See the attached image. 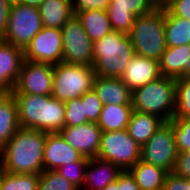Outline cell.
<instances>
[{
  "mask_svg": "<svg viewBox=\"0 0 190 190\" xmlns=\"http://www.w3.org/2000/svg\"><path fill=\"white\" fill-rule=\"evenodd\" d=\"M190 117V78L176 79V109L174 118Z\"/></svg>",
  "mask_w": 190,
  "mask_h": 190,
  "instance_id": "83f0119b",
  "label": "cell"
},
{
  "mask_svg": "<svg viewBox=\"0 0 190 190\" xmlns=\"http://www.w3.org/2000/svg\"><path fill=\"white\" fill-rule=\"evenodd\" d=\"M20 129L17 102L12 93L0 96V149Z\"/></svg>",
  "mask_w": 190,
  "mask_h": 190,
  "instance_id": "ffe728a7",
  "label": "cell"
},
{
  "mask_svg": "<svg viewBox=\"0 0 190 190\" xmlns=\"http://www.w3.org/2000/svg\"><path fill=\"white\" fill-rule=\"evenodd\" d=\"M140 190H162L168 174L164 169L139 160L128 170Z\"/></svg>",
  "mask_w": 190,
  "mask_h": 190,
  "instance_id": "603a6c76",
  "label": "cell"
},
{
  "mask_svg": "<svg viewBox=\"0 0 190 190\" xmlns=\"http://www.w3.org/2000/svg\"><path fill=\"white\" fill-rule=\"evenodd\" d=\"M38 10L43 27L61 29L74 15L71 0H45Z\"/></svg>",
  "mask_w": 190,
  "mask_h": 190,
  "instance_id": "44dd1931",
  "label": "cell"
},
{
  "mask_svg": "<svg viewBox=\"0 0 190 190\" xmlns=\"http://www.w3.org/2000/svg\"><path fill=\"white\" fill-rule=\"evenodd\" d=\"M178 157L172 131V120L164 122L141 147V161L155 165L171 173Z\"/></svg>",
  "mask_w": 190,
  "mask_h": 190,
  "instance_id": "ba28073f",
  "label": "cell"
},
{
  "mask_svg": "<svg viewBox=\"0 0 190 190\" xmlns=\"http://www.w3.org/2000/svg\"><path fill=\"white\" fill-rule=\"evenodd\" d=\"M120 190H140L134 177L127 171H122L119 175Z\"/></svg>",
  "mask_w": 190,
  "mask_h": 190,
  "instance_id": "60d3db41",
  "label": "cell"
},
{
  "mask_svg": "<svg viewBox=\"0 0 190 190\" xmlns=\"http://www.w3.org/2000/svg\"><path fill=\"white\" fill-rule=\"evenodd\" d=\"M38 190H79L56 170H44L40 174Z\"/></svg>",
  "mask_w": 190,
  "mask_h": 190,
  "instance_id": "4dcf8cb0",
  "label": "cell"
},
{
  "mask_svg": "<svg viewBox=\"0 0 190 190\" xmlns=\"http://www.w3.org/2000/svg\"><path fill=\"white\" fill-rule=\"evenodd\" d=\"M59 133L83 157H97L102 136V130L97 123L88 122L77 126L64 127Z\"/></svg>",
  "mask_w": 190,
  "mask_h": 190,
  "instance_id": "4fadbf2b",
  "label": "cell"
},
{
  "mask_svg": "<svg viewBox=\"0 0 190 190\" xmlns=\"http://www.w3.org/2000/svg\"><path fill=\"white\" fill-rule=\"evenodd\" d=\"M155 8V0H111L107 10L130 11L135 16H140Z\"/></svg>",
  "mask_w": 190,
  "mask_h": 190,
  "instance_id": "f1b7e54d",
  "label": "cell"
},
{
  "mask_svg": "<svg viewBox=\"0 0 190 190\" xmlns=\"http://www.w3.org/2000/svg\"><path fill=\"white\" fill-rule=\"evenodd\" d=\"M42 28L38 8L17 3L11 5L6 33L2 39L25 49Z\"/></svg>",
  "mask_w": 190,
  "mask_h": 190,
  "instance_id": "9c48e42d",
  "label": "cell"
},
{
  "mask_svg": "<svg viewBox=\"0 0 190 190\" xmlns=\"http://www.w3.org/2000/svg\"><path fill=\"white\" fill-rule=\"evenodd\" d=\"M173 172L180 177L190 179V151L188 153H178Z\"/></svg>",
  "mask_w": 190,
  "mask_h": 190,
  "instance_id": "74e56055",
  "label": "cell"
},
{
  "mask_svg": "<svg viewBox=\"0 0 190 190\" xmlns=\"http://www.w3.org/2000/svg\"><path fill=\"white\" fill-rule=\"evenodd\" d=\"M61 34L63 62L93 66V42L76 15L61 28Z\"/></svg>",
  "mask_w": 190,
  "mask_h": 190,
  "instance_id": "30bf717a",
  "label": "cell"
},
{
  "mask_svg": "<svg viewBox=\"0 0 190 190\" xmlns=\"http://www.w3.org/2000/svg\"><path fill=\"white\" fill-rule=\"evenodd\" d=\"M163 123L158 116L133 110L126 130L142 147Z\"/></svg>",
  "mask_w": 190,
  "mask_h": 190,
  "instance_id": "7402d4cb",
  "label": "cell"
},
{
  "mask_svg": "<svg viewBox=\"0 0 190 190\" xmlns=\"http://www.w3.org/2000/svg\"><path fill=\"white\" fill-rule=\"evenodd\" d=\"M178 0H155V7L160 10H167Z\"/></svg>",
  "mask_w": 190,
  "mask_h": 190,
  "instance_id": "b9f144b4",
  "label": "cell"
},
{
  "mask_svg": "<svg viewBox=\"0 0 190 190\" xmlns=\"http://www.w3.org/2000/svg\"><path fill=\"white\" fill-rule=\"evenodd\" d=\"M172 131L178 153H188L190 151V117L173 118Z\"/></svg>",
  "mask_w": 190,
  "mask_h": 190,
  "instance_id": "f546056e",
  "label": "cell"
},
{
  "mask_svg": "<svg viewBox=\"0 0 190 190\" xmlns=\"http://www.w3.org/2000/svg\"><path fill=\"white\" fill-rule=\"evenodd\" d=\"M133 110L132 105H103L97 125L102 132L126 129Z\"/></svg>",
  "mask_w": 190,
  "mask_h": 190,
  "instance_id": "cb8c5ba5",
  "label": "cell"
},
{
  "mask_svg": "<svg viewBox=\"0 0 190 190\" xmlns=\"http://www.w3.org/2000/svg\"><path fill=\"white\" fill-rule=\"evenodd\" d=\"M65 117L64 127L77 126L88 123L84 115V102L81 98L72 99L64 103Z\"/></svg>",
  "mask_w": 190,
  "mask_h": 190,
  "instance_id": "1f68e13d",
  "label": "cell"
},
{
  "mask_svg": "<svg viewBox=\"0 0 190 190\" xmlns=\"http://www.w3.org/2000/svg\"><path fill=\"white\" fill-rule=\"evenodd\" d=\"M122 170L110 161L98 157L89 158L81 190H103L114 182Z\"/></svg>",
  "mask_w": 190,
  "mask_h": 190,
  "instance_id": "e0dca14e",
  "label": "cell"
},
{
  "mask_svg": "<svg viewBox=\"0 0 190 190\" xmlns=\"http://www.w3.org/2000/svg\"><path fill=\"white\" fill-rule=\"evenodd\" d=\"M172 15L190 21V0H178L167 9Z\"/></svg>",
  "mask_w": 190,
  "mask_h": 190,
  "instance_id": "f35d334b",
  "label": "cell"
},
{
  "mask_svg": "<svg viewBox=\"0 0 190 190\" xmlns=\"http://www.w3.org/2000/svg\"><path fill=\"white\" fill-rule=\"evenodd\" d=\"M40 174H13L0 169L2 190H38Z\"/></svg>",
  "mask_w": 190,
  "mask_h": 190,
  "instance_id": "4316f807",
  "label": "cell"
},
{
  "mask_svg": "<svg viewBox=\"0 0 190 190\" xmlns=\"http://www.w3.org/2000/svg\"><path fill=\"white\" fill-rule=\"evenodd\" d=\"M45 0H19V3L38 8Z\"/></svg>",
  "mask_w": 190,
  "mask_h": 190,
  "instance_id": "7bdbcfd3",
  "label": "cell"
},
{
  "mask_svg": "<svg viewBox=\"0 0 190 190\" xmlns=\"http://www.w3.org/2000/svg\"><path fill=\"white\" fill-rule=\"evenodd\" d=\"M7 1L10 3V5L19 3V0H7Z\"/></svg>",
  "mask_w": 190,
  "mask_h": 190,
  "instance_id": "bcb514c9",
  "label": "cell"
},
{
  "mask_svg": "<svg viewBox=\"0 0 190 190\" xmlns=\"http://www.w3.org/2000/svg\"><path fill=\"white\" fill-rule=\"evenodd\" d=\"M17 102L20 128L60 132L64 128L65 105L52 95L12 94Z\"/></svg>",
  "mask_w": 190,
  "mask_h": 190,
  "instance_id": "7a4b0ae2",
  "label": "cell"
},
{
  "mask_svg": "<svg viewBox=\"0 0 190 190\" xmlns=\"http://www.w3.org/2000/svg\"><path fill=\"white\" fill-rule=\"evenodd\" d=\"M53 64L24 60L12 94L51 95Z\"/></svg>",
  "mask_w": 190,
  "mask_h": 190,
  "instance_id": "8fae6325",
  "label": "cell"
},
{
  "mask_svg": "<svg viewBox=\"0 0 190 190\" xmlns=\"http://www.w3.org/2000/svg\"><path fill=\"white\" fill-rule=\"evenodd\" d=\"M11 5L7 0H0V39L6 33Z\"/></svg>",
  "mask_w": 190,
  "mask_h": 190,
  "instance_id": "ab89813d",
  "label": "cell"
},
{
  "mask_svg": "<svg viewBox=\"0 0 190 190\" xmlns=\"http://www.w3.org/2000/svg\"><path fill=\"white\" fill-rule=\"evenodd\" d=\"M23 62L24 49L0 39V90L3 93L15 89Z\"/></svg>",
  "mask_w": 190,
  "mask_h": 190,
  "instance_id": "5bb4252c",
  "label": "cell"
},
{
  "mask_svg": "<svg viewBox=\"0 0 190 190\" xmlns=\"http://www.w3.org/2000/svg\"><path fill=\"white\" fill-rule=\"evenodd\" d=\"M84 102V115L88 122L97 123L103 104L94 89L87 91L81 97Z\"/></svg>",
  "mask_w": 190,
  "mask_h": 190,
  "instance_id": "e575fe53",
  "label": "cell"
},
{
  "mask_svg": "<svg viewBox=\"0 0 190 190\" xmlns=\"http://www.w3.org/2000/svg\"><path fill=\"white\" fill-rule=\"evenodd\" d=\"M95 77L93 66L65 62L54 64L51 95L64 103L80 98L87 91L93 89Z\"/></svg>",
  "mask_w": 190,
  "mask_h": 190,
  "instance_id": "8992f818",
  "label": "cell"
},
{
  "mask_svg": "<svg viewBox=\"0 0 190 190\" xmlns=\"http://www.w3.org/2000/svg\"><path fill=\"white\" fill-rule=\"evenodd\" d=\"M184 78H190V59H189V65H186L184 69Z\"/></svg>",
  "mask_w": 190,
  "mask_h": 190,
  "instance_id": "f6af8a7d",
  "label": "cell"
},
{
  "mask_svg": "<svg viewBox=\"0 0 190 190\" xmlns=\"http://www.w3.org/2000/svg\"><path fill=\"white\" fill-rule=\"evenodd\" d=\"M113 31L129 34L136 16L130 11L106 10Z\"/></svg>",
  "mask_w": 190,
  "mask_h": 190,
  "instance_id": "836d02e7",
  "label": "cell"
},
{
  "mask_svg": "<svg viewBox=\"0 0 190 190\" xmlns=\"http://www.w3.org/2000/svg\"><path fill=\"white\" fill-rule=\"evenodd\" d=\"M24 60L53 65L63 62L61 29L43 27L24 49Z\"/></svg>",
  "mask_w": 190,
  "mask_h": 190,
  "instance_id": "7c38bea8",
  "label": "cell"
},
{
  "mask_svg": "<svg viewBox=\"0 0 190 190\" xmlns=\"http://www.w3.org/2000/svg\"><path fill=\"white\" fill-rule=\"evenodd\" d=\"M87 165L88 162H71L60 166L56 171L81 190L84 184L85 169Z\"/></svg>",
  "mask_w": 190,
  "mask_h": 190,
  "instance_id": "d6a6232c",
  "label": "cell"
},
{
  "mask_svg": "<svg viewBox=\"0 0 190 190\" xmlns=\"http://www.w3.org/2000/svg\"><path fill=\"white\" fill-rule=\"evenodd\" d=\"M132 107L142 113L153 114L168 122L176 109V79L160 76L132 91Z\"/></svg>",
  "mask_w": 190,
  "mask_h": 190,
  "instance_id": "277c9868",
  "label": "cell"
},
{
  "mask_svg": "<svg viewBox=\"0 0 190 190\" xmlns=\"http://www.w3.org/2000/svg\"><path fill=\"white\" fill-rule=\"evenodd\" d=\"M164 23L165 10L155 8L136 16L128 34L135 54L159 61L167 47Z\"/></svg>",
  "mask_w": 190,
  "mask_h": 190,
  "instance_id": "5b68a950",
  "label": "cell"
},
{
  "mask_svg": "<svg viewBox=\"0 0 190 190\" xmlns=\"http://www.w3.org/2000/svg\"><path fill=\"white\" fill-rule=\"evenodd\" d=\"M93 89L103 105H132V91L121 78L96 76Z\"/></svg>",
  "mask_w": 190,
  "mask_h": 190,
  "instance_id": "ac0fdd59",
  "label": "cell"
},
{
  "mask_svg": "<svg viewBox=\"0 0 190 190\" xmlns=\"http://www.w3.org/2000/svg\"><path fill=\"white\" fill-rule=\"evenodd\" d=\"M47 133L20 128L0 149V169L13 174H41Z\"/></svg>",
  "mask_w": 190,
  "mask_h": 190,
  "instance_id": "6da1fadb",
  "label": "cell"
},
{
  "mask_svg": "<svg viewBox=\"0 0 190 190\" xmlns=\"http://www.w3.org/2000/svg\"><path fill=\"white\" fill-rule=\"evenodd\" d=\"M76 149L71 147L59 132L47 133L44 147V170H57L71 162H88Z\"/></svg>",
  "mask_w": 190,
  "mask_h": 190,
  "instance_id": "9a60e30c",
  "label": "cell"
},
{
  "mask_svg": "<svg viewBox=\"0 0 190 190\" xmlns=\"http://www.w3.org/2000/svg\"><path fill=\"white\" fill-rule=\"evenodd\" d=\"M162 190H190V179L180 177L174 172L168 173Z\"/></svg>",
  "mask_w": 190,
  "mask_h": 190,
  "instance_id": "8d00e7d4",
  "label": "cell"
},
{
  "mask_svg": "<svg viewBox=\"0 0 190 190\" xmlns=\"http://www.w3.org/2000/svg\"><path fill=\"white\" fill-rule=\"evenodd\" d=\"M190 44L183 46L166 47L159 59V68L162 76L167 78H184V69L189 65Z\"/></svg>",
  "mask_w": 190,
  "mask_h": 190,
  "instance_id": "d6986e66",
  "label": "cell"
},
{
  "mask_svg": "<svg viewBox=\"0 0 190 190\" xmlns=\"http://www.w3.org/2000/svg\"><path fill=\"white\" fill-rule=\"evenodd\" d=\"M92 42L102 39L112 32L106 10H88L75 14Z\"/></svg>",
  "mask_w": 190,
  "mask_h": 190,
  "instance_id": "d4e9b609",
  "label": "cell"
},
{
  "mask_svg": "<svg viewBox=\"0 0 190 190\" xmlns=\"http://www.w3.org/2000/svg\"><path fill=\"white\" fill-rule=\"evenodd\" d=\"M160 76L159 61L135 54L120 78L134 91Z\"/></svg>",
  "mask_w": 190,
  "mask_h": 190,
  "instance_id": "2e32d148",
  "label": "cell"
},
{
  "mask_svg": "<svg viewBox=\"0 0 190 190\" xmlns=\"http://www.w3.org/2000/svg\"><path fill=\"white\" fill-rule=\"evenodd\" d=\"M164 29L167 47L190 44L189 20L172 15L168 10H165Z\"/></svg>",
  "mask_w": 190,
  "mask_h": 190,
  "instance_id": "484cf974",
  "label": "cell"
},
{
  "mask_svg": "<svg viewBox=\"0 0 190 190\" xmlns=\"http://www.w3.org/2000/svg\"><path fill=\"white\" fill-rule=\"evenodd\" d=\"M135 55L129 35L112 31L93 42V69L96 76L120 78Z\"/></svg>",
  "mask_w": 190,
  "mask_h": 190,
  "instance_id": "3957f363",
  "label": "cell"
},
{
  "mask_svg": "<svg viewBox=\"0 0 190 190\" xmlns=\"http://www.w3.org/2000/svg\"><path fill=\"white\" fill-rule=\"evenodd\" d=\"M97 157L127 171L141 159V147L126 129L102 132Z\"/></svg>",
  "mask_w": 190,
  "mask_h": 190,
  "instance_id": "52a82bcc",
  "label": "cell"
},
{
  "mask_svg": "<svg viewBox=\"0 0 190 190\" xmlns=\"http://www.w3.org/2000/svg\"><path fill=\"white\" fill-rule=\"evenodd\" d=\"M103 190H120L119 188V176L114 182L109 183Z\"/></svg>",
  "mask_w": 190,
  "mask_h": 190,
  "instance_id": "ee69618b",
  "label": "cell"
},
{
  "mask_svg": "<svg viewBox=\"0 0 190 190\" xmlns=\"http://www.w3.org/2000/svg\"><path fill=\"white\" fill-rule=\"evenodd\" d=\"M111 0H71L74 15L88 10H107Z\"/></svg>",
  "mask_w": 190,
  "mask_h": 190,
  "instance_id": "d590c367",
  "label": "cell"
}]
</instances>
